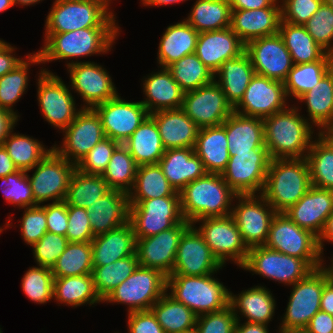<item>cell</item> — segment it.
<instances>
[{
	"mask_svg": "<svg viewBox=\"0 0 333 333\" xmlns=\"http://www.w3.org/2000/svg\"><path fill=\"white\" fill-rule=\"evenodd\" d=\"M317 240H318V247H319L321 254H323V252L325 251L324 250L325 241L329 242L331 244L333 243V212L326 219L323 230L320 233Z\"/></svg>",
	"mask_w": 333,
	"mask_h": 333,
	"instance_id": "34e18365",
	"label": "cell"
},
{
	"mask_svg": "<svg viewBox=\"0 0 333 333\" xmlns=\"http://www.w3.org/2000/svg\"><path fill=\"white\" fill-rule=\"evenodd\" d=\"M41 206L45 209L47 232L66 236L68 228L66 202H53Z\"/></svg>",
	"mask_w": 333,
	"mask_h": 333,
	"instance_id": "003e7915",
	"label": "cell"
},
{
	"mask_svg": "<svg viewBox=\"0 0 333 333\" xmlns=\"http://www.w3.org/2000/svg\"><path fill=\"white\" fill-rule=\"evenodd\" d=\"M231 10H252L272 6L277 0H228Z\"/></svg>",
	"mask_w": 333,
	"mask_h": 333,
	"instance_id": "753ad0ef",
	"label": "cell"
},
{
	"mask_svg": "<svg viewBox=\"0 0 333 333\" xmlns=\"http://www.w3.org/2000/svg\"><path fill=\"white\" fill-rule=\"evenodd\" d=\"M269 325L261 323L237 321L234 333H270Z\"/></svg>",
	"mask_w": 333,
	"mask_h": 333,
	"instance_id": "11e5206c",
	"label": "cell"
},
{
	"mask_svg": "<svg viewBox=\"0 0 333 333\" xmlns=\"http://www.w3.org/2000/svg\"><path fill=\"white\" fill-rule=\"evenodd\" d=\"M333 68V55L327 53L321 60L294 64L283 81L285 93L290 101L298 100L312 89ZM292 97V98H290Z\"/></svg>",
	"mask_w": 333,
	"mask_h": 333,
	"instance_id": "ab89813d",
	"label": "cell"
},
{
	"mask_svg": "<svg viewBox=\"0 0 333 333\" xmlns=\"http://www.w3.org/2000/svg\"><path fill=\"white\" fill-rule=\"evenodd\" d=\"M274 297L271 290L260 284L244 289L238 294L230 291L229 305L237 321L246 318L244 322L268 325L275 316L277 305Z\"/></svg>",
	"mask_w": 333,
	"mask_h": 333,
	"instance_id": "83f0119b",
	"label": "cell"
},
{
	"mask_svg": "<svg viewBox=\"0 0 333 333\" xmlns=\"http://www.w3.org/2000/svg\"><path fill=\"white\" fill-rule=\"evenodd\" d=\"M278 33L291 55L293 64L315 62L327 54L303 25H293L281 20Z\"/></svg>",
	"mask_w": 333,
	"mask_h": 333,
	"instance_id": "b9f144b4",
	"label": "cell"
},
{
	"mask_svg": "<svg viewBox=\"0 0 333 333\" xmlns=\"http://www.w3.org/2000/svg\"><path fill=\"white\" fill-rule=\"evenodd\" d=\"M299 102V103H297ZM305 104V118L319 133L333 127V68L294 104ZM317 126V127H316Z\"/></svg>",
	"mask_w": 333,
	"mask_h": 333,
	"instance_id": "e575fe53",
	"label": "cell"
},
{
	"mask_svg": "<svg viewBox=\"0 0 333 333\" xmlns=\"http://www.w3.org/2000/svg\"><path fill=\"white\" fill-rule=\"evenodd\" d=\"M0 190L4 195L6 203L13 204L17 208L38 206L35 203L31 184L27 172L17 170L6 177H0Z\"/></svg>",
	"mask_w": 333,
	"mask_h": 333,
	"instance_id": "11a10c76",
	"label": "cell"
},
{
	"mask_svg": "<svg viewBox=\"0 0 333 333\" xmlns=\"http://www.w3.org/2000/svg\"><path fill=\"white\" fill-rule=\"evenodd\" d=\"M120 34V27H90L66 33H44V45L37 53L41 64L65 60L66 66H69L76 62V58L109 53Z\"/></svg>",
	"mask_w": 333,
	"mask_h": 333,
	"instance_id": "6da1fadb",
	"label": "cell"
},
{
	"mask_svg": "<svg viewBox=\"0 0 333 333\" xmlns=\"http://www.w3.org/2000/svg\"><path fill=\"white\" fill-rule=\"evenodd\" d=\"M179 87L188 92L214 81V73L210 71L195 53L186 55L167 67Z\"/></svg>",
	"mask_w": 333,
	"mask_h": 333,
	"instance_id": "f5cc1de1",
	"label": "cell"
},
{
	"mask_svg": "<svg viewBox=\"0 0 333 333\" xmlns=\"http://www.w3.org/2000/svg\"><path fill=\"white\" fill-rule=\"evenodd\" d=\"M264 246L304 259L313 269L320 267L321 252L317 237L299 227L285 213H277L274 216Z\"/></svg>",
	"mask_w": 333,
	"mask_h": 333,
	"instance_id": "30bf717a",
	"label": "cell"
},
{
	"mask_svg": "<svg viewBox=\"0 0 333 333\" xmlns=\"http://www.w3.org/2000/svg\"><path fill=\"white\" fill-rule=\"evenodd\" d=\"M127 333H165L151 310L127 313Z\"/></svg>",
	"mask_w": 333,
	"mask_h": 333,
	"instance_id": "a7ac6f4b",
	"label": "cell"
},
{
	"mask_svg": "<svg viewBox=\"0 0 333 333\" xmlns=\"http://www.w3.org/2000/svg\"><path fill=\"white\" fill-rule=\"evenodd\" d=\"M93 266H104L135 254L136 238L130 222L107 233L96 235L92 241Z\"/></svg>",
	"mask_w": 333,
	"mask_h": 333,
	"instance_id": "1f68e13d",
	"label": "cell"
},
{
	"mask_svg": "<svg viewBox=\"0 0 333 333\" xmlns=\"http://www.w3.org/2000/svg\"><path fill=\"white\" fill-rule=\"evenodd\" d=\"M307 333H333V316L318 311L304 329Z\"/></svg>",
	"mask_w": 333,
	"mask_h": 333,
	"instance_id": "2644e50d",
	"label": "cell"
},
{
	"mask_svg": "<svg viewBox=\"0 0 333 333\" xmlns=\"http://www.w3.org/2000/svg\"><path fill=\"white\" fill-rule=\"evenodd\" d=\"M138 166L158 164L165 152L158 127L149 115L123 143Z\"/></svg>",
	"mask_w": 333,
	"mask_h": 333,
	"instance_id": "74e56055",
	"label": "cell"
},
{
	"mask_svg": "<svg viewBox=\"0 0 333 333\" xmlns=\"http://www.w3.org/2000/svg\"><path fill=\"white\" fill-rule=\"evenodd\" d=\"M314 41L333 55V8L322 3L314 15L303 24Z\"/></svg>",
	"mask_w": 333,
	"mask_h": 333,
	"instance_id": "9f6ffc18",
	"label": "cell"
},
{
	"mask_svg": "<svg viewBox=\"0 0 333 333\" xmlns=\"http://www.w3.org/2000/svg\"><path fill=\"white\" fill-rule=\"evenodd\" d=\"M139 266L136 253L104 266H93L94 288L103 301Z\"/></svg>",
	"mask_w": 333,
	"mask_h": 333,
	"instance_id": "f907efd6",
	"label": "cell"
},
{
	"mask_svg": "<svg viewBox=\"0 0 333 333\" xmlns=\"http://www.w3.org/2000/svg\"><path fill=\"white\" fill-rule=\"evenodd\" d=\"M167 276L160 270L138 266L102 303L127 305V312L148 311L166 293Z\"/></svg>",
	"mask_w": 333,
	"mask_h": 333,
	"instance_id": "52a82bcc",
	"label": "cell"
},
{
	"mask_svg": "<svg viewBox=\"0 0 333 333\" xmlns=\"http://www.w3.org/2000/svg\"><path fill=\"white\" fill-rule=\"evenodd\" d=\"M18 121L19 117L15 113L0 108V145H3L4 140L15 129Z\"/></svg>",
	"mask_w": 333,
	"mask_h": 333,
	"instance_id": "8c879c8a",
	"label": "cell"
},
{
	"mask_svg": "<svg viewBox=\"0 0 333 333\" xmlns=\"http://www.w3.org/2000/svg\"><path fill=\"white\" fill-rule=\"evenodd\" d=\"M183 221V216L129 215L136 239L157 235Z\"/></svg>",
	"mask_w": 333,
	"mask_h": 333,
	"instance_id": "91938a15",
	"label": "cell"
},
{
	"mask_svg": "<svg viewBox=\"0 0 333 333\" xmlns=\"http://www.w3.org/2000/svg\"><path fill=\"white\" fill-rule=\"evenodd\" d=\"M196 224L200 226L197 227ZM192 225L202 235L205 243L223 266H226L227 261L234 262L239 268L243 266L249 248L244 243L231 214L203 218L194 221Z\"/></svg>",
	"mask_w": 333,
	"mask_h": 333,
	"instance_id": "8fae6325",
	"label": "cell"
},
{
	"mask_svg": "<svg viewBox=\"0 0 333 333\" xmlns=\"http://www.w3.org/2000/svg\"><path fill=\"white\" fill-rule=\"evenodd\" d=\"M306 160L311 184L333 190V146L321 133L312 141Z\"/></svg>",
	"mask_w": 333,
	"mask_h": 333,
	"instance_id": "7dc6e473",
	"label": "cell"
},
{
	"mask_svg": "<svg viewBox=\"0 0 333 333\" xmlns=\"http://www.w3.org/2000/svg\"><path fill=\"white\" fill-rule=\"evenodd\" d=\"M24 212L20 222V234L23 241L32 247L47 232L45 209L41 206L22 208Z\"/></svg>",
	"mask_w": 333,
	"mask_h": 333,
	"instance_id": "6125c7cd",
	"label": "cell"
},
{
	"mask_svg": "<svg viewBox=\"0 0 333 333\" xmlns=\"http://www.w3.org/2000/svg\"><path fill=\"white\" fill-rule=\"evenodd\" d=\"M164 148H194L199 127L180 109L160 110L150 114Z\"/></svg>",
	"mask_w": 333,
	"mask_h": 333,
	"instance_id": "f546056e",
	"label": "cell"
},
{
	"mask_svg": "<svg viewBox=\"0 0 333 333\" xmlns=\"http://www.w3.org/2000/svg\"><path fill=\"white\" fill-rule=\"evenodd\" d=\"M277 0L272 6L252 10H231L230 28L246 44L265 36L275 35L281 21V5Z\"/></svg>",
	"mask_w": 333,
	"mask_h": 333,
	"instance_id": "484cf974",
	"label": "cell"
},
{
	"mask_svg": "<svg viewBox=\"0 0 333 333\" xmlns=\"http://www.w3.org/2000/svg\"><path fill=\"white\" fill-rule=\"evenodd\" d=\"M91 242H68L64 252L51 268L54 277L92 274Z\"/></svg>",
	"mask_w": 333,
	"mask_h": 333,
	"instance_id": "816d5d0a",
	"label": "cell"
},
{
	"mask_svg": "<svg viewBox=\"0 0 333 333\" xmlns=\"http://www.w3.org/2000/svg\"><path fill=\"white\" fill-rule=\"evenodd\" d=\"M191 225L184 220L157 235L136 239L135 253L139 266L160 270L166 276L171 275L180 240Z\"/></svg>",
	"mask_w": 333,
	"mask_h": 333,
	"instance_id": "ffe728a7",
	"label": "cell"
},
{
	"mask_svg": "<svg viewBox=\"0 0 333 333\" xmlns=\"http://www.w3.org/2000/svg\"><path fill=\"white\" fill-rule=\"evenodd\" d=\"M112 3V0H55L45 20V33L120 27L114 10L110 8Z\"/></svg>",
	"mask_w": 333,
	"mask_h": 333,
	"instance_id": "5b68a950",
	"label": "cell"
},
{
	"mask_svg": "<svg viewBox=\"0 0 333 333\" xmlns=\"http://www.w3.org/2000/svg\"><path fill=\"white\" fill-rule=\"evenodd\" d=\"M230 18L228 0H196L184 19L200 33L228 28Z\"/></svg>",
	"mask_w": 333,
	"mask_h": 333,
	"instance_id": "7bdbcfd3",
	"label": "cell"
},
{
	"mask_svg": "<svg viewBox=\"0 0 333 333\" xmlns=\"http://www.w3.org/2000/svg\"><path fill=\"white\" fill-rule=\"evenodd\" d=\"M234 201L231 215L244 243L248 248L263 246L277 212L261 194L237 195Z\"/></svg>",
	"mask_w": 333,
	"mask_h": 333,
	"instance_id": "9a60e30c",
	"label": "cell"
},
{
	"mask_svg": "<svg viewBox=\"0 0 333 333\" xmlns=\"http://www.w3.org/2000/svg\"><path fill=\"white\" fill-rule=\"evenodd\" d=\"M327 282L326 274L319 267L291 285L286 311L280 318L278 329L304 330L310 319L320 311L321 296Z\"/></svg>",
	"mask_w": 333,
	"mask_h": 333,
	"instance_id": "9c48e42d",
	"label": "cell"
},
{
	"mask_svg": "<svg viewBox=\"0 0 333 333\" xmlns=\"http://www.w3.org/2000/svg\"><path fill=\"white\" fill-rule=\"evenodd\" d=\"M306 158L271 159L261 195L277 213H284L311 188Z\"/></svg>",
	"mask_w": 333,
	"mask_h": 333,
	"instance_id": "277c9868",
	"label": "cell"
},
{
	"mask_svg": "<svg viewBox=\"0 0 333 333\" xmlns=\"http://www.w3.org/2000/svg\"><path fill=\"white\" fill-rule=\"evenodd\" d=\"M214 274L217 272L204 276L169 275L166 292L197 316L223 310L229 306L230 289Z\"/></svg>",
	"mask_w": 333,
	"mask_h": 333,
	"instance_id": "8992f818",
	"label": "cell"
},
{
	"mask_svg": "<svg viewBox=\"0 0 333 333\" xmlns=\"http://www.w3.org/2000/svg\"><path fill=\"white\" fill-rule=\"evenodd\" d=\"M11 217H13V216H10V215L8 216V219H7L6 223L4 224L5 227L0 226V233H2L4 230H6L7 228H9L13 225L12 222H11L12 221Z\"/></svg>",
	"mask_w": 333,
	"mask_h": 333,
	"instance_id": "603ad722",
	"label": "cell"
},
{
	"mask_svg": "<svg viewBox=\"0 0 333 333\" xmlns=\"http://www.w3.org/2000/svg\"><path fill=\"white\" fill-rule=\"evenodd\" d=\"M68 240L66 236L46 232L41 239L32 246V253L37 265L52 268L56 260L64 252Z\"/></svg>",
	"mask_w": 333,
	"mask_h": 333,
	"instance_id": "94428289",
	"label": "cell"
},
{
	"mask_svg": "<svg viewBox=\"0 0 333 333\" xmlns=\"http://www.w3.org/2000/svg\"><path fill=\"white\" fill-rule=\"evenodd\" d=\"M288 102L291 103L282 81L255 73L234 111L244 116L263 119L285 110L290 105Z\"/></svg>",
	"mask_w": 333,
	"mask_h": 333,
	"instance_id": "44dd1931",
	"label": "cell"
},
{
	"mask_svg": "<svg viewBox=\"0 0 333 333\" xmlns=\"http://www.w3.org/2000/svg\"><path fill=\"white\" fill-rule=\"evenodd\" d=\"M181 109L199 128L221 125L234 112L215 81L185 92Z\"/></svg>",
	"mask_w": 333,
	"mask_h": 333,
	"instance_id": "ac0fdd59",
	"label": "cell"
},
{
	"mask_svg": "<svg viewBox=\"0 0 333 333\" xmlns=\"http://www.w3.org/2000/svg\"><path fill=\"white\" fill-rule=\"evenodd\" d=\"M24 59L12 71L0 77V108L15 113L19 118L14 104L23 97L28 90L31 65H40L41 59L37 52L28 53Z\"/></svg>",
	"mask_w": 333,
	"mask_h": 333,
	"instance_id": "60d3db41",
	"label": "cell"
},
{
	"mask_svg": "<svg viewBox=\"0 0 333 333\" xmlns=\"http://www.w3.org/2000/svg\"><path fill=\"white\" fill-rule=\"evenodd\" d=\"M333 146V127L323 129L320 132Z\"/></svg>",
	"mask_w": 333,
	"mask_h": 333,
	"instance_id": "67dfc351",
	"label": "cell"
},
{
	"mask_svg": "<svg viewBox=\"0 0 333 333\" xmlns=\"http://www.w3.org/2000/svg\"><path fill=\"white\" fill-rule=\"evenodd\" d=\"M323 0H280L281 20L303 25L320 8Z\"/></svg>",
	"mask_w": 333,
	"mask_h": 333,
	"instance_id": "03108f58",
	"label": "cell"
},
{
	"mask_svg": "<svg viewBox=\"0 0 333 333\" xmlns=\"http://www.w3.org/2000/svg\"><path fill=\"white\" fill-rule=\"evenodd\" d=\"M21 279V288L30 301L44 304L53 300L54 276L51 268L42 266L29 267Z\"/></svg>",
	"mask_w": 333,
	"mask_h": 333,
	"instance_id": "db71d44e",
	"label": "cell"
},
{
	"mask_svg": "<svg viewBox=\"0 0 333 333\" xmlns=\"http://www.w3.org/2000/svg\"><path fill=\"white\" fill-rule=\"evenodd\" d=\"M67 67L69 87L83 100L81 108H94L119 93L108 70L94 61H79Z\"/></svg>",
	"mask_w": 333,
	"mask_h": 333,
	"instance_id": "2e32d148",
	"label": "cell"
},
{
	"mask_svg": "<svg viewBox=\"0 0 333 333\" xmlns=\"http://www.w3.org/2000/svg\"><path fill=\"white\" fill-rule=\"evenodd\" d=\"M245 52V43L230 28L200 32L195 54L214 74L226 61Z\"/></svg>",
	"mask_w": 333,
	"mask_h": 333,
	"instance_id": "d4e9b609",
	"label": "cell"
},
{
	"mask_svg": "<svg viewBox=\"0 0 333 333\" xmlns=\"http://www.w3.org/2000/svg\"><path fill=\"white\" fill-rule=\"evenodd\" d=\"M324 253L321 254V263H320V269L326 274L327 281L333 286V256L330 259L331 263L327 265L325 262V258L323 257ZM325 264V265H324Z\"/></svg>",
	"mask_w": 333,
	"mask_h": 333,
	"instance_id": "979ff035",
	"label": "cell"
},
{
	"mask_svg": "<svg viewBox=\"0 0 333 333\" xmlns=\"http://www.w3.org/2000/svg\"><path fill=\"white\" fill-rule=\"evenodd\" d=\"M138 165L129 150L119 144L112 153L107 168L101 175L111 190L129 193L135 183Z\"/></svg>",
	"mask_w": 333,
	"mask_h": 333,
	"instance_id": "681fc988",
	"label": "cell"
},
{
	"mask_svg": "<svg viewBox=\"0 0 333 333\" xmlns=\"http://www.w3.org/2000/svg\"><path fill=\"white\" fill-rule=\"evenodd\" d=\"M110 190L101 175L85 174L75 169L64 201L67 205L86 209Z\"/></svg>",
	"mask_w": 333,
	"mask_h": 333,
	"instance_id": "c3c4849f",
	"label": "cell"
},
{
	"mask_svg": "<svg viewBox=\"0 0 333 333\" xmlns=\"http://www.w3.org/2000/svg\"><path fill=\"white\" fill-rule=\"evenodd\" d=\"M245 52L256 74L274 80L283 82L294 65L279 33L247 42Z\"/></svg>",
	"mask_w": 333,
	"mask_h": 333,
	"instance_id": "7402d4cb",
	"label": "cell"
},
{
	"mask_svg": "<svg viewBox=\"0 0 333 333\" xmlns=\"http://www.w3.org/2000/svg\"><path fill=\"white\" fill-rule=\"evenodd\" d=\"M146 76L142 78V90L145 98L143 101L141 100V103L149 114L182 107L185 92L173 79L172 73L167 67L158 66V71H152Z\"/></svg>",
	"mask_w": 333,
	"mask_h": 333,
	"instance_id": "4316f807",
	"label": "cell"
},
{
	"mask_svg": "<svg viewBox=\"0 0 333 333\" xmlns=\"http://www.w3.org/2000/svg\"><path fill=\"white\" fill-rule=\"evenodd\" d=\"M277 333H307V332L305 330H294V331L278 330Z\"/></svg>",
	"mask_w": 333,
	"mask_h": 333,
	"instance_id": "5803f987",
	"label": "cell"
},
{
	"mask_svg": "<svg viewBox=\"0 0 333 333\" xmlns=\"http://www.w3.org/2000/svg\"><path fill=\"white\" fill-rule=\"evenodd\" d=\"M332 212L333 190L312 185L305 195L284 213L299 227L318 238Z\"/></svg>",
	"mask_w": 333,
	"mask_h": 333,
	"instance_id": "cb8c5ba5",
	"label": "cell"
},
{
	"mask_svg": "<svg viewBox=\"0 0 333 333\" xmlns=\"http://www.w3.org/2000/svg\"><path fill=\"white\" fill-rule=\"evenodd\" d=\"M301 109L290 104L285 110L263 118L265 146L271 159L306 158L319 131L314 132V127L300 114Z\"/></svg>",
	"mask_w": 333,
	"mask_h": 333,
	"instance_id": "7a4b0ae2",
	"label": "cell"
},
{
	"mask_svg": "<svg viewBox=\"0 0 333 333\" xmlns=\"http://www.w3.org/2000/svg\"><path fill=\"white\" fill-rule=\"evenodd\" d=\"M241 269L288 287L314 270L304 259L289 256L264 245L249 248Z\"/></svg>",
	"mask_w": 333,
	"mask_h": 333,
	"instance_id": "7c38bea8",
	"label": "cell"
},
{
	"mask_svg": "<svg viewBox=\"0 0 333 333\" xmlns=\"http://www.w3.org/2000/svg\"><path fill=\"white\" fill-rule=\"evenodd\" d=\"M62 134L61 145L55 142L53 150L75 165L105 138L101 120L92 108H82Z\"/></svg>",
	"mask_w": 333,
	"mask_h": 333,
	"instance_id": "e0dca14e",
	"label": "cell"
},
{
	"mask_svg": "<svg viewBox=\"0 0 333 333\" xmlns=\"http://www.w3.org/2000/svg\"><path fill=\"white\" fill-rule=\"evenodd\" d=\"M179 193L182 216L191 224L203 218L230 215L237 196L221 174L213 173L190 182Z\"/></svg>",
	"mask_w": 333,
	"mask_h": 333,
	"instance_id": "3957f363",
	"label": "cell"
},
{
	"mask_svg": "<svg viewBox=\"0 0 333 333\" xmlns=\"http://www.w3.org/2000/svg\"><path fill=\"white\" fill-rule=\"evenodd\" d=\"M254 75L255 70L250 58L244 52L236 58L226 60L214 74V81L221 87L227 101L234 108L242 99Z\"/></svg>",
	"mask_w": 333,
	"mask_h": 333,
	"instance_id": "8d00e7d4",
	"label": "cell"
},
{
	"mask_svg": "<svg viewBox=\"0 0 333 333\" xmlns=\"http://www.w3.org/2000/svg\"><path fill=\"white\" fill-rule=\"evenodd\" d=\"M225 126L228 152H250L265 146L263 119L235 111L222 123Z\"/></svg>",
	"mask_w": 333,
	"mask_h": 333,
	"instance_id": "836d02e7",
	"label": "cell"
},
{
	"mask_svg": "<svg viewBox=\"0 0 333 333\" xmlns=\"http://www.w3.org/2000/svg\"><path fill=\"white\" fill-rule=\"evenodd\" d=\"M13 0H0V13L13 7Z\"/></svg>",
	"mask_w": 333,
	"mask_h": 333,
	"instance_id": "b62a3aed",
	"label": "cell"
},
{
	"mask_svg": "<svg viewBox=\"0 0 333 333\" xmlns=\"http://www.w3.org/2000/svg\"><path fill=\"white\" fill-rule=\"evenodd\" d=\"M224 266L214 256L202 235L191 225L177 248L171 275L204 276L219 272Z\"/></svg>",
	"mask_w": 333,
	"mask_h": 333,
	"instance_id": "603a6c76",
	"label": "cell"
},
{
	"mask_svg": "<svg viewBox=\"0 0 333 333\" xmlns=\"http://www.w3.org/2000/svg\"><path fill=\"white\" fill-rule=\"evenodd\" d=\"M198 36L199 32L185 19L167 26L158 46L159 67H168L182 57L195 53Z\"/></svg>",
	"mask_w": 333,
	"mask_h": 333,
	"instance_id": "d6a6232c",
	"label": "cell"
},
{
	"mask_svg": "<svg viewBox=\"0 0 333 333\" xmlns=\"http://www.w3.org/2000/svg\"><path fill=\"white\" fill-rule=\"evenodd\" d=\"M40 1L42 2L44 0H13V4L19 6H34L40 3Z\"/></svg>",
	"mask_w": 333,
	"mask_h": 333,
	"instance_id": "deb4b68c",
	"label": "cell"
},
{
	"mask_svg": "<svg viewBox=\"0 0 333 333\" xmlns=\"http://www.w3.org/2000/svg\"><path fill=\"white\" fill-rule=\"evenodd\" d=\"M17 170L5 147L0 145V177H6Z\"/></svg>",
	"mask_w": 333,
	"mask_h": 333,
	"instance_id": "2a66077c",
	"label": "cell"
},
{
	"mask_svg": "<svg viewBox=\"0 0 333 333\" xmlns=\"http://www.w3.org/2000/svg\"><path fill=\"white\" fill-rule=\"evenodd\" d=\"M229 161L221 176L237 195L261 194L271 157L266 147L250 152H229Z\"/></svg>",
	"mask_w": 333,
	"mask_h": 333,
	"instance_id": "4fadbf2b",
	"label": "cell"
},
{
	"mask_svg": "<svg viewBox=\"0 0 333 333\" xmlns=\"http://www.w3.org/2000/svg\"><path fill=\"white\" fill-rule=\"evenodd\" d=\"M320 310L333 316V286L329 282L323 288Z\"/></svg>",
	"mask_w": 333,
	"mask_h": 333,
	"instance_id": "b9fcfbb0",
	"label": "cell"
},
{
	"mask_svg": "<svg viewBox=\"0 0 333 333\" xmlns=\"http://www.w3.org/2000/svg\"><path fill=\"white\" fill-rule=\"evenodd\" d=\"M53 299L59 305L77 308L89 304H100L102 300L97 295L92 274L54 277Z\"/></svg>",
	"mask_w": 333,
	"mask_h": 333,
	"instance_id": "f35d334b",
	"label": "cell"
},
{
	"mask_svg": "<svg viewBox=\"0 0 333 333\" xmlns=\"http://www.w3.org/2000/svg\"><path fill=\"white\" fill-rule=\"evenodd\" d=\"M186 2L188 0H140V2H142L141 4L143 6H167V5H173V4H178V3H182V2Z\"/></svg>",
	"mask_w": 333,
	"mask_h": 333,
	"instance_id": "09005b40",
	"label": "cell"
},
{
	"mask_svg": "<svg viewBox=\"0 0 333 333\" xmlns=\"http://www.w3.org/2000/svg\"><path fill=\"white\" fill-rule=\"evenodd\" d=\"M129 215L182 216L180 196L129 201Z\"/></svg>",
	"mask_w": 333,
	"mask_h": 333,
	"instance_id": "680465c9",
	"label": "cell"
},
{
	"mask_svg": "<svg viewBox=\"0 0 333 333\" xmlns=\"http://www.w3.org/2000/svg\"><path fill=\"white\" fill-rule=\"evenodd\" d=\"M17 48L4 41L0 44V77L12 71L25 58L15 54ZM14 53V54H13Z\"/></svg>",
	"mask_w": 333,
	"mask_h": 333,
	"instance_id": "89a4df30",
	"label": "cell"
},
{
	"mask_svg": "<svg viewBox=\"0 0 333 333\" xmlns=\"http://www.w3.org/2000/svg\"><path fill=\"white\" fill-rule=\"evenodd\" d=\"M194 150L208 173L222 174L230 158L225 126L200 128Z\"/></svg>",
	"mask_w": 333,
	"mask_h": 333,
	"instance_id": "d590c367",
	"label": "cell"
},
{
	"mask_svg": "<svg viewBox=\"0 0 333 333\" xmlns=\"http://www.w3.org/2000/svg\"><path fill=\"white\" fill-rule=\"evenodd\" d=\"M236 322L229 305L223 310L197 316L195 327L199 333H234Z\"/></svg>",
	"mask_w": 333,
	"mask_h": 333,
	"instance_id": "be15d7a7",
	"label": "cell"
},
{
	"mask_svg": "<svg viewBox=\"0 0 333 333\" xmlns=\"http://www.w3.org/2000/svg\"><path fill=\"white\" fill-rule=\"evenodd\" d=\"M98 114L105 137L123 144L150 114L141 101H127L118 94L93 108Z\"/></svg>",
	"mask_w": 333,
	"mask_h": 333,
	"instance_id": "d6986e66",
	"label": "cell"
},
{
	"mask_svg": "<svg viewBox=\"0 0 333 333\" xmlns=\"http://www.w3.org/2000/svg\"><path fill=\"white\" fill-rule=\"evenodd\" d=\"M38 74L36 96L41 115L48 124L62 132L82 108H77L71 89L61 77L44 67Z\"/></svg>",
	"mask_w": 333,
	"mask_h": 333,
	"instance_id": "ba28073f",
	"label": "cell"
},
{
	"mask_svg": "<svg viewBox=\"0 0 333 333\" xmlns=\"http://www.w3.org/2000/svg\"><path fill=\"white\" fill-rule=\"evenodd\" d=\"M75 169V164L52 150L42 161L27 171L35 203L43 205L47 201L50 203L64 201ZM30 171H34L32 176L28 174Z\"/></svg>",
	"mask_w": 333,
	"mask_h": 333,
	"instance_id": "5bb4252c",
	"label": "cell"
},
{
	"mask_svg": "<svg viewBox=\"0 0 333 333\" xmlns=\"http://www.w3.org/2000/svg\"><path fill=\"white\" fill-rule=\"evenodd\" d=\"M68 242H91L95 237L92 233L88 211L85 208L67 205Z\"/></svg>",
	"mask_w": 333,
	"mask_h": 333,
	"instance_id": "e7e4bbea",
	"label": "cell"
},
{
	"mask_svg": "<svg viewBox=\"0 0 333 333\" xmlns=\"http://www.w3.org/2000/svg\"><path fill=\"white\" fill-rule=\"evenodd\" d=\"M158 164L170 185L177 192L208 173L194 148L167 149Z\"/></svg>",
	"mask_w": 333,
	"mask_h": 333,
	"instance_id": "4dcf8cb0",
	"label": "cell"
},
{
	"mask_svg": "<svg viewBox=\"0 0 333 333\" xmlns=\"http://www.w3.org/2000/svg\"><path fill=\"white\" fill-rule=\"evenodd\" d=\"M165 196H180L168 182L159 164L138 166L129 201H143Z\"/></svg>",
	"mask_w": 333,
	"mask_h": 333,
	"instance_id": "ee69618b",
	"label": "cell"
},
{
	"mask_svg": "<svg viewBox=\"0 0 333 333\" xmlns=\"http://www.w3.org/2000/svg\"><path fill=\"white\" fill-rule=\"evenodd\" d=\"M165 333H183L196 326L197 315L167 292L150 309Z\"/></svg>",
	"mask_w": 333,
	"mask_h": 333,
	"instance_id": "bcb514c9",
	"label": "cell"
},
{
	"mask_svg": "<svg viewBox=\"0 0 333 333\" xmlns=\"http://www.w3.org/2000/svg\"><path fill=\"white\" fill-rule=\"evenodd\" d=\"M86 209L94 236L129 222V199L123 191L110 190Z\"/></svg>",
	"mask_w": 333,
	"mask_h": 333,
	"instance_id": "f1b7e54d",
	"label": "cell"
},
{
	"mask_svg": "<svg viewBox=\"0 0 333 333\" xmlns=\"http://www.w3.org/2000/svg\"><path fill=\"white\" fill-rule=\"evenodd\" d=\"M3 146L17 169L25 172L31 170L53 150V146L48 148L34 137L14 133V129L4 140Z\"/></svg>",
	"mask_w": 333,
	"mask_h": 333,
	"instance_id": "f6af8a7d",
	"label": "cell"
},
{
	"mask_svg": "<svg viewBox=\"0 0 333 333\" xmlns=\"http://www.w3.org/2000/svg\"><path fill=\"white\" fill-rule=\"evenodd\" d=\"M118 145V142L109 137L103 138L81 159L76 169L85 174L102 175Z\"/></svg>",
	"mask_w": 333,
	"mask_h": 333,
	"instance_id": "6f0895ef",
	"label": "cell"
}]
</instances>
